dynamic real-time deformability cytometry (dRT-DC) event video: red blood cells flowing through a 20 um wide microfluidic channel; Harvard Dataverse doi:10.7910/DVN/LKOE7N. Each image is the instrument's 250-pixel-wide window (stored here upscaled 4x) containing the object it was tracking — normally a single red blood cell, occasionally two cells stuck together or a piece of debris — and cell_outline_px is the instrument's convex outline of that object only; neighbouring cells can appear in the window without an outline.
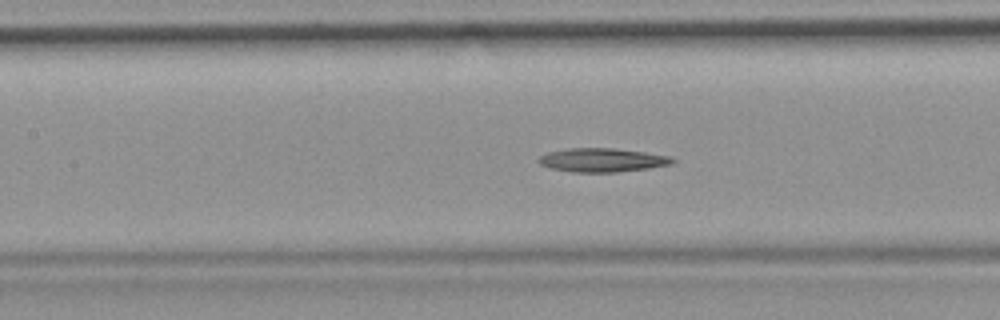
{"species": "common noctule bat (a hibernating species)", "species_latin": "Nyctalus noctula", "temperature_condition": "room temperature", "stored_images_in_passage": 53, "camera_frame_rate_fps": 3000, "um_per_image_px": 0.085, "animal": {"sex": "female", "body_mass_g": 19.9}, "frame": {"image": 1, "passage_image": 23, "time_ms": 7.333, "image_size_px": [1000, 320], "cell_outline_px": [[676, 160], [672, 164], [648, 168], [616, 172], [572, 172], [548, 168], [540, 164], [536, 160], [540, 156], [548, 152], [568, 148], [612, 148], [644, 152], [672, 156]], "centroid_in_image_um": [51.17, 13.6], "position_along_channel_um": 156.2, "area_um2": 18.61}}